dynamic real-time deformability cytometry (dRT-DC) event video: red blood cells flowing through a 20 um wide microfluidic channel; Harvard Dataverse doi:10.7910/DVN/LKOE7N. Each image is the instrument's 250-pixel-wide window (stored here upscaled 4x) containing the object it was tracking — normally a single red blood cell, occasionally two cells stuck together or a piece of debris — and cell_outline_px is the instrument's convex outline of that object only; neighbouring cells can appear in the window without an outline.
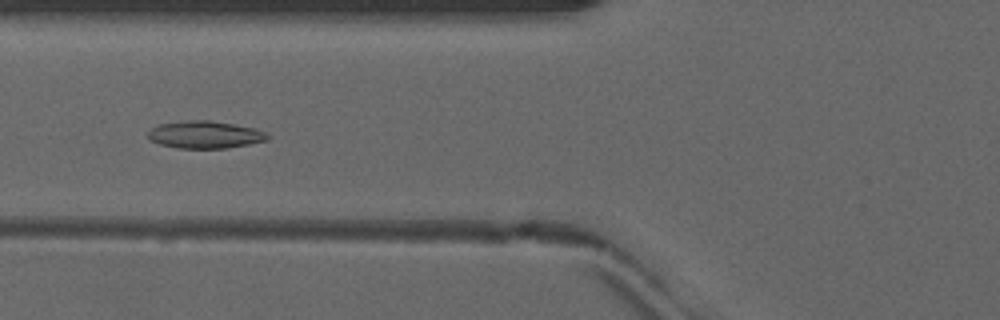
{"species": "common noctule bat (a hibernating species)", "species_latin": "Nyctalus noctula", "temperature_condition": "warm", "stored_images_in_passage": 50, "camera_frame_rate_fps": 3000, "um_per_image_px": 0.085, "animal": {"sex": "male", "forearm_length_mm": 52.5}, "frame": {"image": 1, "passage_image": 20, "time_ms": 6.333, "image_size_px": [1000, 320], "cell_outline_px": [[272, 136], [268, 140], [248, 144], [224, 148], [176, 148], [160, 144], [148, 140], [148, 132], [152, 128], [160, 124], [188, 120], [208, 120], [256, 128], [268, 132]], "centroid_in_image_um": [17.45, 11.45], "position_along_channel_um": 108.3, "area_um2": 19.13}}
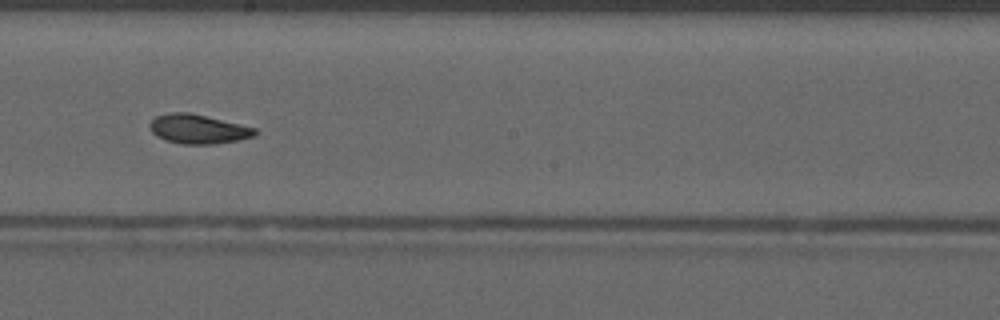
{"frame": {"image": 2, "passage_image": 29, "time_ms": 9.333, "image_size_px": [1000, 320], "cell_outline_px": [[256, 136], [216, 144], [180, 144], [156, 136], [152, 132], [148, 124], [156, 116], [168, 112], [188, 112], [256, 128]], "centroid_in_image_um": [16.81, 10.97], "position_along_channel_um": 231.4, "area_um2": 17.8}}
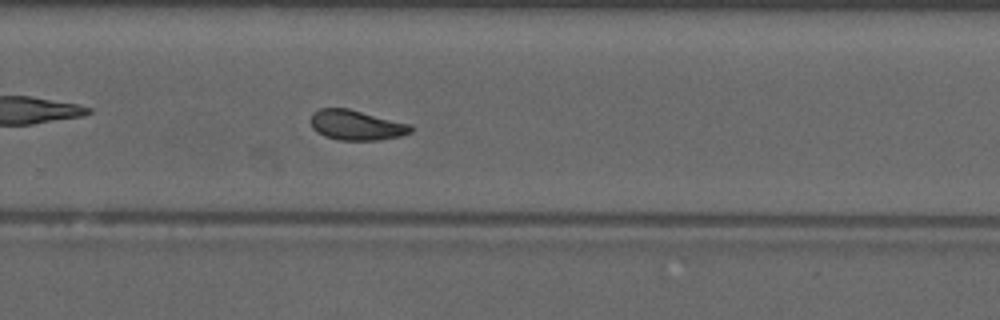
{"frame": {"image": 3, "passage_image": 34, "time_ms": 11.0, "image_size_px": [1000, 320], "cell_outline_px": [[412, 132], [400, 136], [380, 140], [336, 140], [324, 136], [316, 132], [312, 128], [308, 120], [312, 112], [320, 108], [348, 108], [412, 124]], "centroid_in_image_um": [30.25, 10.63], "position_along_channel_um": 299.6, "area_um2": 17.92}, "authors_computed_cell_mechanics": {"area_um2": 18.1203, "velocity_mm_per_s": 4.1139, "shape_relaxation_time_tau1_ms": null, "shape_relaxation_time_tau2_ms": 3.0571, "deformation_change_tau1": null, "deformation_change_tau2": 0.0851}}